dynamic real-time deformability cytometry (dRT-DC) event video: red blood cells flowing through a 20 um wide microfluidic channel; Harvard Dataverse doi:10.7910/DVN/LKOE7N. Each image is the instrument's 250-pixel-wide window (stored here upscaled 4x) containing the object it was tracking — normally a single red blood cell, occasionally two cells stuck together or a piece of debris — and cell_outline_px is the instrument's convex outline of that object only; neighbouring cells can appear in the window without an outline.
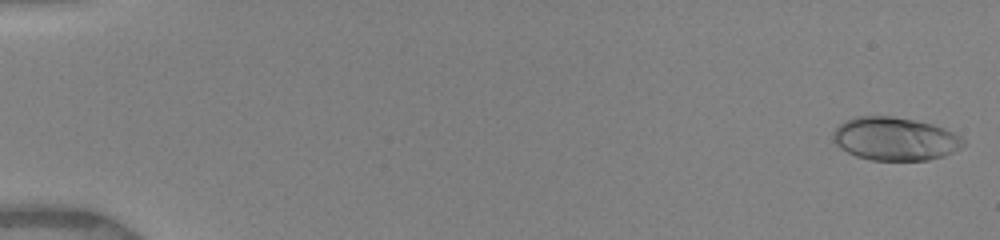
{"species": "human", "species_latin": "Homo sapiens", "temperature_condition": "warm", "stored_images_in_passage": 5, "camera_frame_rate_fps": 3000, "um_per_image_px": 0.085, "donor": {"sex": "female"}, "frame": {"image": 1, "passage_image": 1, "time_ms": 0.0, "image_size_px": [1000, 240], "cell_outline_px": [[964, 144], [960, 148], [944, 156], [928, 160], [872, 160], [856, 156], [840, 148], [832, 140], [832, 132], [844, 120], [856, 116], [892, 116], [916, 120], [932, 124], [944, 128], [960, 136], [964, 140]], "centroid_in_image_um": [76.05, 11.79], "position_along_channel_um": 9.0, "area_um2": 32.89}}